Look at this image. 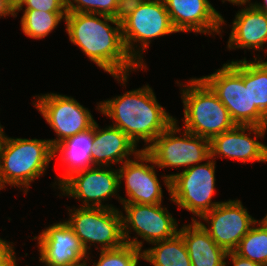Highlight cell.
Segmentation results:
<instances>
[{"label":"cell","mask_w":267,"mask_h":266,"mask_svg":"<svg viewBox=\"0 0 267 266\" xmlns=\"http://www.w3.org/2000/svg\"><path fill=\"white\" fill-rule=\"evenodd\" d=\"M33 239L38 241L40 262L51 266H86L89 253L66 221L49 225Z\"/></svg>","instance_id":"15"},{"label":"cell","mask_w":267,"mask_h":266,"mask_svg":"<svg viewBox=\"0 0 267 266\" xmlns=\"http://www.w3.org/2000/svg\"><path fill=\"white\" fill-rule=\"evenodd\" d=\"M216 161L191 166L180 173L163 175L170 200L200 218L221 202H212L215 193Z\"/></svg>","instance_id":"6"},{"label":"cell","mask_w":267,"mask_h":266,"mask_svg":"<svg viewBox=\"0 0 267 266\" xmlns=\"http://www.w3.org/2000/svg\"><path fill=\"white\" fill-rule=\"evenodd\" d=\"M13 242L0 238V266H17Z\"/></svg>","instance_id":"30"},{"label":"cell","mask_w":267,"mask_h":266,"mask_svg":"<svg viewBox=\"0 0 267 266\" xmlns=\"http://www.w3.org/2000/svg\"><path fill=\"white\" fill-rule=\"evenodd\" d=\"M37 10L50 13H67L65 0H20L15 6V17L23 10Z\"/></svg>","instance_id":"28"},{"label":"cell","mask_w":267,"mask_h":266,"mask_svg":"<svg viewBox=\"0 0 267 266\" xmlns=\"http://www.w3.org/2000/svg\"><path fill=\"white\" fill-rule=\"evenodd\" d=\"M58 188L62 195L82 201L81 207L115 208L112 204H103L112 196L121 203L118 170L107 166H93L75 172Z\"/></svg>","instance_id":"12"},{"label":"cell","mask_w":267,"mask_h":266,"mask_svg":"<svg viewBox=\"0 0 267 266\" xmlns=\"http://www.w3.org/2000/svg\"><path fill=\"white\" fill-rule=\"evenodd\" d=\"M64 22L69 40L121 85L131 71L141 69L126 50L121 23L112 16L74 12L67 13Z\"/></svg>","instance_id":"1"},{"label":"cell","mask_w":267,"mask_h":266,"mask_svg":"<svg viewBox=\"0 0 267 266\" xmlns=\"http://www.w3.org/2000/svg\"><path fill=\"white\" fill-rule=\"evenodd\" d=\"M117 1L118 0H65V7L67 13H95L113 17Z\"/></svg>","instance_id":"27"},{"label":"cell","mask_w":267,"mask_h":266,"mask_svg":"<svg viewBox=\"0 0 267 266\" xmlns=\"http://www.w3.org/2000/svg\"><path fill=\"white\" fill-rule=\"evenodd\" d=\"M177 32L220 34L226 24L209 0H163Z\"/></svg>","instance_id":"17"},{"label":"cell","mask_w":267,"mask_h":266,"mask_svg":"<svg viewBox=\"0 0 267 266\" xmlns=\"http://www.w3.org/2000/svg\"><path fill=\"white\" fill-rule=\"evenodd\" d=\"M123 41L127 52L142 68H147L142 57L151 40L178 33L174 28L163 0H145L121 22ZM139 46H137L138 44ZM138 47V49H137Z\"/></svg>","instance_id":"7"},{"label":"cell","mask_w":267,"mask_h":266,"mask_svg":"<svg viewBox=\"0 0 267 266\" xmlns=\"http://www.w3.org/2000/svg\"><path fill=\"white\" fill-rule=\"evenodd\" d=\"M152 245L154 247L142 250V260L153 266H192L186 244L179 233Z\"/></svg>","instance_id":"22"},{"label":"cell","mask_w":267,"mask_h":266,"mask_svg":"<svg viewBox=\"0 0 267 266\" xmlns=\"http://www.w3.org/2000/svg\"><path fill=\"white\" fill-rule=\"evenodd\" d=\"M139 259H143V251L125 243L116 249L100 250L99 260L92 266H138Z\"/></svg>","instance_id":"26"},{"label":"cell","mask_w":267,"mask_h":266,"mask_svg":"<svg viewBox=\"0 0 267 266\" xmlns=\"http://www.w3.org/2000/svg\"><path fill=\"white\" fill-rule=\"evenodd\" d=\"M35 97L33 105L57 135L56 139H48L53 148L65 139L88 130L95 123L90 110L73 97L57 93Z\"/></svg>","instance_id":"11"},{"label":"cell","mask_w":267,"mask_h":266,"mask_svg":"<svg viewBox=\"0 0 267 266\" xmlns=\"http://www.w3.org/2000/svg\"><path fill=\"white\" fill-rule=\"evenodd\" d=\"M249 84L251 108H258L267 117V61L254 56L249 62Z\"/></svg>","instance_id":"25"},{"label":"cell","mask_w":267,"mask_h":266,"mask_svg":"<svg viewBox=\"0 0 267 266\" xmlns=\"http://www.w3.org/2000/svg\"><path fill=\"white\" fill-rule=\"evenodd\" d=\"M123 236L127 244L142 251L143 241L149 244L174 237L178 233L177 220L160 204H122ZM131 230V231H130ZM137 234L133 239L130 232ZM141 237L143 241L138 240Z\"/></svg>","instance_id":"10"},{"label":"cell","mask_w":267,"mask_h":266,"mask_svg":"<svg viewBox=\"0 0 267 266\" xmlns=\"http://www.w3.org/2000/svg\"><path fill=\"white\" fill-rule=\"evenodd\" d=\"M7 15L15 17V6L10 0H0V17H7Z\"/></svg>","instance_id":"32"},{"label":"cell","mask_w":267,"mask_h":266,"mask_svg":"<svg viewBox=\"0 0 267 266\" xmlns=\"http://www.w3.org/2000/svg\"><path fill=\"white\" fill-rule=\"evenodd\" d=\"M69 219L65 220L80 239L88 253L96 243V250L116 249L124 245L122 211L117 208L77 207L68 209ZM89 244V245H88ZM101 248V249H100Z\"/></svg>","instance_id":"8"},{"label":"cell","mask_w":267,"mask_h":266,"mask_svg":"<svg viewBox=\"0 0 267 266\" xmlns=\"http://www.w3.org/2000/svg\"><path fill=\"white\" fill-rule=\"evenodd\" d=\"M175 120L144 151L153 159L158 168L172 167L183 170L200 164L211 157L210 140L194 135L181 128Z\"/></svg>","instance_id":"9"},{"label":"cell","mask_w":267,"mask_h":266,"mask_svg":"<svg viewBox=\"0 0 267 266\" xmlns=\"http://www.w3.org/2000/svg\"><path fill=\"white\" fill-rule=\"evenodd\" d=\"M197 220L216 244L226 252L236 249L241 239L258 221L249 215L240 200L221 202Z\"/></svg>","instance_id":"13"},{"label":"cell","mask_w":267,"mask_h":266,"mask_svg":"<svg viewBox=\"0 0 267 266\" xmlns=\"http://www.w3.org/2000/svg\"><path fill=\"white\" fill-rule=\"evenodd\" d=\"M264 3H252L257 9L261 10L263 13H265L267 15V0H263Z\"/></svg>","instance_id":"33"},{"label":"cell","mask_w":267,"mask_h":266,"mask_svg":"<svg viewBox=\"0 0 267 266\" xmlns=\"http://www.w3.org/2000/svg\"><path fill=\"white\" fill-rule=\"evenodd\" d=\"M145 0H118L113 18L122 22L132 12H134Z\"/></svg>","instance_id":"29"},{"label":"cell","mask_w":267,"mask_h":266,"mask_svg":"<svg viewBox=\"0 0 267 266\" xmlns=\"http://www.w3.org/2000/svg\"><path fill=\"white\" fill-rule=\"evenodd\" d=\"M249 61L245 57L232 60L200 78L227 108L236 125L267 127V117L258 108H251Z\"/></svg>","instance_id":"4"},{"label":"cell","mask_w":267,"mask_h":266,"mask_svg":"<svg viewBox=\"0 0 267 266\" xmlns=\"http://www.w3.org/2000/svg\"><path fill=\"white\" fill-rule=\"evenodd\" d=\"M135 143L120 129L109 125L101 129L97 122L94 123L92 163L93 166H107L131 160L129 156L137 155Z\"/></svg>","instance_id":"18"},{"label":"cell","mask_w":267,"mask_h":266,"mask_svg":"<svg viewBox=\"0 0 267 266\" xmlns=\"http://www.w3.org/2000/svg\"><path fill=\"white\" fill-rule=\"evenodd\" d=\"M93 134L94 124L88 130L65 139L54 147V158L59 154V160L62 162L60 166L65 167V172L56 178L58 184L55 181L53 185L60 186L73 173L93 167Z\"/></svg>","instance_id":"21"},{"label":"cell","mask_w":267,"mask_h":266,"mask_svg":"<svg viewBox=\"0 0 267 266\" xmlns=\"http://www.w3.org/2000/svg\"><path fill=\"white\" fill-rule=\"evenodd\" d=\"M192 266H226L227 252L219 247L196 218L179 228ZM227 261V262H225Z\"/></svg>","instance_id":"20"},{"label":"cell","mask_w":267,"mask_h":266,"mask_svg":"<svg viewBox=\"0 0 267 266\" xmlns=\"http://www.w3.org/2000/svg\"><path fill=\"white\" fill-rule=\"evenodd\" d=\"M7 136L5 135L3 126L0 124V148L3 146V144L6 141Z\"/></svg>","instance_id":"35"},{"label":"cell","mask_w":267,"mask_h":266,"mask_svg":"<svg viewBox=\"0 0 267 266\" xmlns=\"http://www.w3.org/2000/svg\"><path fill=\"white\" fill-rule=\"evenodd\" d=\"M20 0H10V2L14 5V6H16V4L19 2Z\"/></svg>","instance_id":"36"},{"label":"cell","mask_w":267,"mask_h":266,"mask_svg":"<svg viewBox=\"0 0 267 266\" xmlns=\"http://www.w3.org/2000/svg\"><path fill=\"white\" fill-rule=\"evenodd\" d=\"M232 22L227 47L232 49L264 50L267 43V15L248 2Z\"/></svg>","instance_id":"19"},{"label":"cell","mask_w":267,"mask_h":266,"mask_svg":"<svg viewBox=\"0 0 267 266\" xmlns=\"http://www.w3.org/2000/svg\"><path fill=\"white\" fill-rule=\"evenodd\" d=\"M189 83H176L181 88L184 106L185 130L211 140L214 136L233 129L236 124L229 111L201 78H191Z\"/></svg>","instance_id":"5"},{"label":"cell","mask_w":267,"mask_h":266,"mask_svg":"<svg viewBox=\"0 0 267 266\" xmlns=\"http://www.w3.org/2000/svg\"><path fill=\"white\" fill-rule=\"evenodd\" d=\"M96 108L113 119L111 125L125 133L136 146L140 140H144L147 145L142 150L176 120L158 103L148 84L99 102Z\"/></svg>","instance_id":"2"},{"label":"cell","mask_w":267,"mask_h":266,"mask_svg":"<svg viewBox=\"0 0 267 266\" xmlns=\"http://www.w3.org/2000/svg\"><path fill=\"white\" fill-rule=\"evenodd\" d=\"M266 130L267 127L264 126L236 125L233 129L214 136L210 140L212 159L221 155L222 158L243 163L267 162V145L257 140L264 138ZM246 131H249V136ZM251 134H255L254 138Z\"/></svg>","instance_id":"16"},{"label":"cell","mask_w":267,"mask_h":266,"mask_svg":"<svg viewBox=\"0 0 267 266\" xmlns=\"http://www.w3.org/2000/svg\"><path fill=\"white\" fill-rule=\"evenodd\" d=\"M226 1L232 3L233 5H240V6L247 5L246 3L251 2L250 0H222L223 3Z\"/></svg>","instance_id":"34"},{"label":"cell","mask_w":267,"mask_h":266,"mask_svg":"<svg viewBox=\"0 0 267 266\" xmlns=\"http://www.w3.org/2000/svg\"><path fill=\"white\" fill-rule=\"evenodd\" d=\"M21 27L23 33L33 39H42L49 35L67 13H50L37 10H23Z\"/></svg>","instance_id":"24"},{"label":"cell","mask_w":267,"mask_h":266,"mask_svg":"<svg viewBox=\"0 0 267 266\" xmlns=\"http://www.w3.org/2000/svg\"><path fill=\"white\" fill-rule=\"evenodd\" d=\"M154 166L156 164L153 159L144 150H141L137 155H134V160L124 162L117 169L119 186L124 180L128 197H121V204L150 205L162 203L163 190Z\"/></svg>","instance_id":"14"},{"label":"cell","mask_w":267,"mask_h":266,"mask_svg":"<svg viewBox=\"0 0 267 266\" xmlns=\"http://www.w3.org/2000/svg\"><path fill=\"white\" fill-rule=\"evenodd\" d=\"M227 258L231 259L229 263H233V266H263L251 260H248L247 258L241 257L240 255H237L234 251L227 252L226 259Z\"/></svg>","instance_id":"31"},{"label":"cell","mask_w":267,"mask_h":266,"mask_svg":"<svg viewBox=\"0 0 267 266\" xmlns=\"http://www.w3.org/2000/svg\"><path fill=\"white\" fill-rule=\"evenodd\" d=\"M53 158L54 148L48 139L7 136L0 148V190L7 184L27 194L30 184L45 174Z\"/></svg>","instance_id":"3"},{"label":"cell","mask_w":267,"mask_h":266,"mask_svg":"<svg viewBox=\"0 0 267 266\" xmlns=\"http://www.w3.org/2000/svg\"><path fill=\"white\" fill-rule=\"evenodd\" d=\"M234 252L255 263L267 266V221L258 220L241 239Z\"/></svg>","instance_id":"23"}]
</instances>
